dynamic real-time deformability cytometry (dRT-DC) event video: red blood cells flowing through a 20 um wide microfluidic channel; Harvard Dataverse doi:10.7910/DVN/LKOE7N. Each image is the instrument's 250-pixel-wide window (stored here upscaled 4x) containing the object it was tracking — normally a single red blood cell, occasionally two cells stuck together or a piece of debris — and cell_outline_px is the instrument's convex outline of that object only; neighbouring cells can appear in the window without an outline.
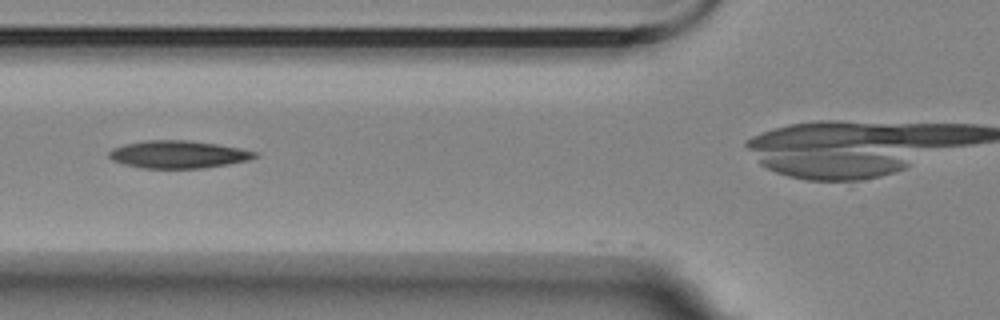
{"species": "Egyptian fruit bat (a non-hibernating species)", "species_latin": "Rousettus aegyptiacus", "temperature_condition": "room temperature", "stored_images_in_passage": 8, "camera_frame_rate_fps": 3000, "um_per_image_px": 0.085, "animal": {"sex": "female"}, "frame": {"image": 1, "passage_image": 5, "time_ms": 1.333, "image_size_px": [1000, 320], "cell_outline_px": [[260, 156], [248, 160], [228, 164], [200, 168], [140, 168], [124, 164], [112, 160], [108, 156], [108, 152], [112, 148], [124, 144], [144, 140], [188, 140], [216, 144], [240, 148], [256, 152]], "centroid_in_image_um": [15.12, 13.12], "position_along_channel_um": 110.7, "area_um2": 23.47}}